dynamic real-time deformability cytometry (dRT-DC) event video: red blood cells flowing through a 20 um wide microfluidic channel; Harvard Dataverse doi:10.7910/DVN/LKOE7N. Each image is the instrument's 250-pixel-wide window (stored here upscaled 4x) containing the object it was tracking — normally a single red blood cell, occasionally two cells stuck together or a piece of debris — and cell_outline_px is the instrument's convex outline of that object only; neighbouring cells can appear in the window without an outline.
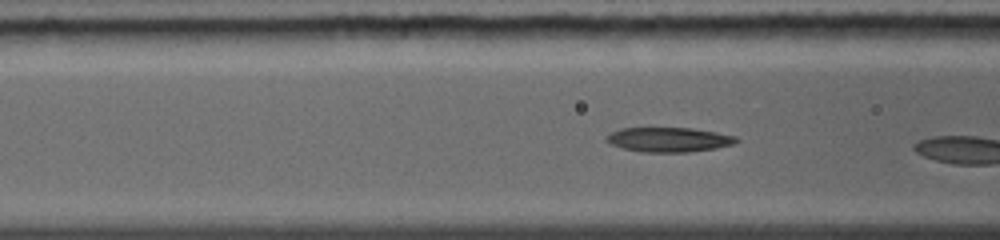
{"species": "common noctule bat (a hibernating species)", "species_latin": "Nyctalus noctula", "temperature_condition": "warm", "stored_images_in_passage": 16, "camera_frame_rate_fps": 5000, "um_per_image_px": 0.085, "animal": {"sex": "female", "body_mass_g": 19.0, "forearm_length_mm": 56.7}, "frame": {"image": 1, "passage_image": 5, "time_ms": 1.4, "image_size_px": [1000, 240], "cell_outline_px": [[740, 140], [732, 144], [716, 148], [688, 152], [640, 152], [624, 148], [612, 144], [604, 140], [604, 136], [620, 128], [692, 128], [716, 132], [736, 136]], "centroid_in_image_um": [56.83, 11.86], "position_along_channel_um": 109.8, "area_um2": 18.61}}